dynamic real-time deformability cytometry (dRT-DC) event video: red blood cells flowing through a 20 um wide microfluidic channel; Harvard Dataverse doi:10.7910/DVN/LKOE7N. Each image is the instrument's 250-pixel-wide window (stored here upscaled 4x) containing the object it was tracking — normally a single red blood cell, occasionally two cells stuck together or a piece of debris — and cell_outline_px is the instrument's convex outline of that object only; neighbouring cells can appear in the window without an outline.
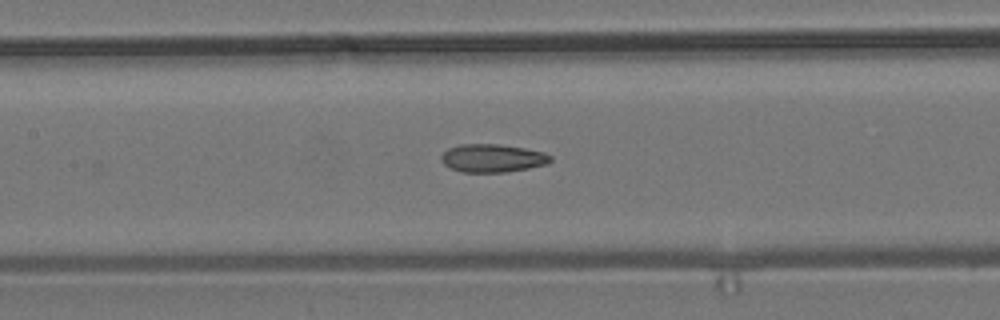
{"species": "common noctule bat (a hibernating species)", "species_latin": "Nyctalus noctula", "temperature_condition": "room temperature", "stored_images_in_passage": 7, "camera_frame_rate_fps": 3000, "um_per_image_px": 0.085, "animal": {"sex": "male", "body_mass_g": 19.2, "forearm_length_mm": 51.8}, "frame": {"image": 1, "passage_image": 7, "time_ms": 7.0, "image_size_px": [1000, 320], "cell_outline_px": [[552, 160], [548, 164], [508, 172], [460, 172], [444, 164], [440, 160], [440, 156], [448, 148], [460, 144], [496, 144], [524, 148], [544, 152], [552, 156]], "centroid_in_image_um": [41.86, 13.44], "position_along_channel_um": 165.5, "area_um2": 17.98}}